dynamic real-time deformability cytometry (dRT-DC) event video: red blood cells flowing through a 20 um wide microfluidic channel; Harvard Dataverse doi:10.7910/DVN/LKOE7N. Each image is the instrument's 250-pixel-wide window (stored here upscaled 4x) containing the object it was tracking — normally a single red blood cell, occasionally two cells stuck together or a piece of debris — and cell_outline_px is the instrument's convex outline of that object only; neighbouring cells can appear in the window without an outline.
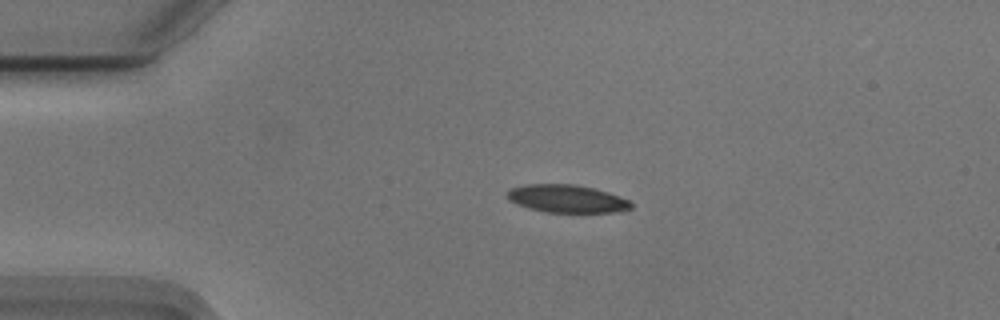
{"species": "Egyptian fruit bat (a non-hibernating species)", "species_latin": "Rousettus aegyptiacus", "temperature_condition": "cold", "stored_images_in_passage": 17, "camera_frame_rate_fps": 3000, "um_per_image_px": 0.085, "animal": {"sex": "male"}, "frame": {"image": 1, "passage_image": 12, "time_ms": 3.667, "image_size_px": [1000, 320], "cell_outline_px": [[632, 208], [624, 212], [544, 212], [528, 208], [516, 204], [508, 200], [508, 192], [512, 188], [524, 184], [576, 184], [608, 192], [628, 200], [632, 204]], "centroid_in_image_um": [48.19, 16.9], "position_along_channel_um": 36.8, "area_um2": 20.11}}